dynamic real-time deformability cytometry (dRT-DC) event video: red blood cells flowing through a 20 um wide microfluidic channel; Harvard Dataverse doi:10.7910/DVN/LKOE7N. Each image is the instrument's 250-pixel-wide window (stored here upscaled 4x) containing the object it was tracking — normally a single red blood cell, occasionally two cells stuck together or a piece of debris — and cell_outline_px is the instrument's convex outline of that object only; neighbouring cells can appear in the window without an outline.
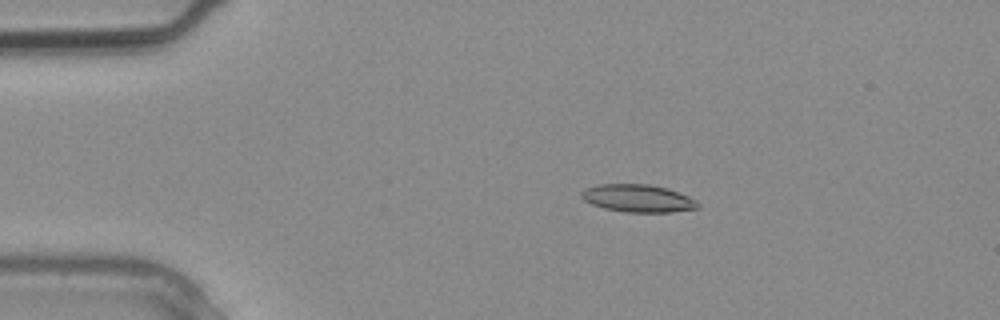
{"species": "common noctule bat (a hibernating species)", "species_latin": "Nyctalus noctula", "temperature_condition": "warm", "stored_images_in_passage": 2, "camera_frame_rate_fps": 3000, "um_per_image_px": 0.085, "animal": {"sex": "male", "body_mass_g": 20.4}, "frame": {"image": 1, "passage_image": 2, "time_ms": 0.333, "image_size_px": [1000, 320], "cell_outline_px": [[700, 208], [672, 212], [624, 212], [604, 208], [592, 204], [584, 200], [580, 196], [580, 192], [588, 188], [600, 184], [648, 184], [668, 188], [688, 196], [696, 200], [700, 204]], "centroid_in_image_um": [54.25, 16.86], "position_along_channel_um": 30.7, "area_um2": 18.79}}